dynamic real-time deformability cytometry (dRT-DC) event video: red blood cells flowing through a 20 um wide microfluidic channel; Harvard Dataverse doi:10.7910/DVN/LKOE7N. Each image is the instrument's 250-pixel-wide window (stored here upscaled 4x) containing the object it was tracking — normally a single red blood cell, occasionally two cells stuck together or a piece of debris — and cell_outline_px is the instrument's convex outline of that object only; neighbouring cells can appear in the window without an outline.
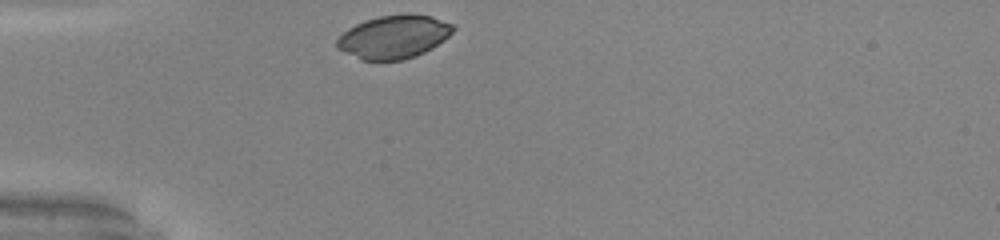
{"species": "common noctule bat (a hibernating species)", "species_latin": "Nyctalus noctula", "temperature_condition": "warm", "stored_images_in_passage": 27, "camera_frame_rate_fps": 3000, "um_per_image_px": 0.085, "animal": {"sex": "male", "body_mass_g": 20.0, "forearm_length_mm": 53.3}, "frame": {"image": 1, "passage_image": 1, "time_ms": 0.0, "image_size_px": [1000, 240], "cell_outline_px": [[456, 28], [444, 40], [432, 48], [416, 56], [404, 60], [360, 60], [336, 48], [336, 40], [348, 28], [356, 24], [380, 16], [432, 16], [456, 24]], "centroid_in_image_um": [33.48, 3.17], "position_along_channel_um": 51.5, "area_um2": 28.84}}
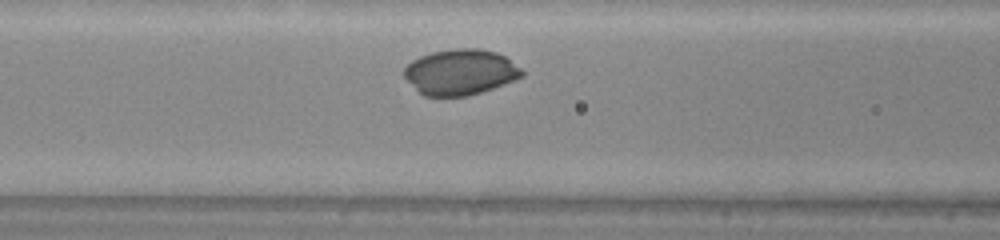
{"frame": {"image": 2, "passage_image": 8, "time_ms": 2.333, "image_size_px": [1000, 240], "cell_outline_px": [[524, 76], [492, 88], [468, 96], [424, 96], [404, 76], [404, 68], [412, 60], [420, 56], [432, 52], [456, 48], [476, 48], [496, 52], [504, 56], [520, 68], [524, 72]], "centroid_in_image_um": [39.13, 6.12], "position_along_channel_um": 127.5, "area_um2": 30.98}}
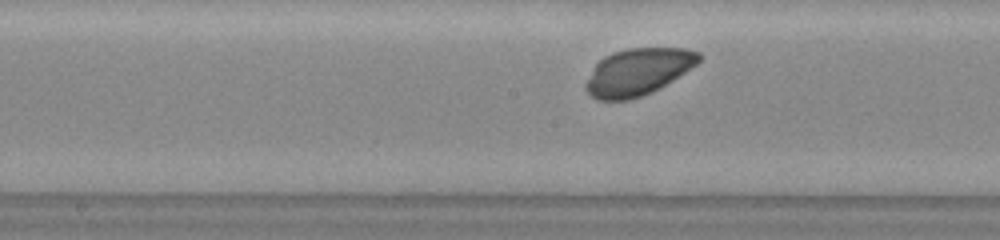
{"frame": {"image": 3, "passage_image": 13, "time_ms": 4.0, "image_size_px": [1000, 240], "cell_outline_px": [[704, 56], [696, 64], [660, 88], [652, 92], [628, 100], [596, 100], [584, 88], [584, 84], [592, 68], [604, 56], [612, 52], [628, 48], [684, 48], [700, 52]], "centroid_in_image_um": [54.21, 6.1], "position_along_channel_um": 194.0, "area_um2": 30.92}}